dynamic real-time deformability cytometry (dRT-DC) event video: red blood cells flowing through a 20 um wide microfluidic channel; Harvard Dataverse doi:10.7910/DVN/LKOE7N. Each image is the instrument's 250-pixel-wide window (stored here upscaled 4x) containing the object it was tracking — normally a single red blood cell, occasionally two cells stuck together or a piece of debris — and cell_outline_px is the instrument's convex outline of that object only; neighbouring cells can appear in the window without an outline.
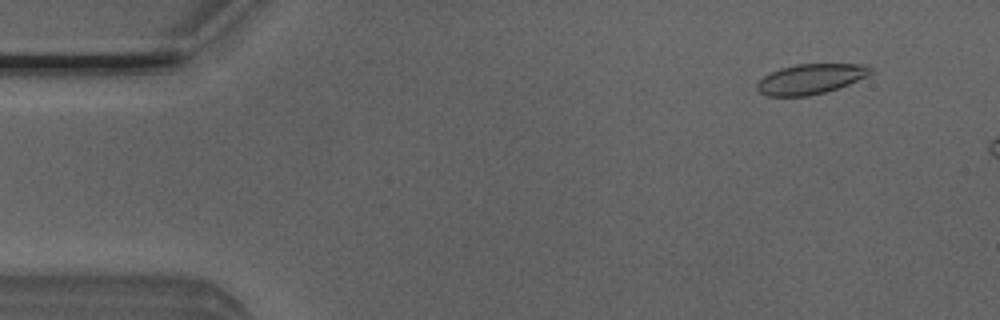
{"species": "Egyptian fruit bat (a non-hibernating species)", "species_latin": "Rousettus aegyptiacus", "temperature_condition": "room temperature", "stored_images_in_passage": 10, "camera_frame_rate_fps": 3000, "um_per_image_px": 0.085, "animal": {"sex": "male"}, "frame": {"image": 1, "passage_image": 5, "time_ms": 1.333, "image_size_px": [1000, 320], "cell_outline_px": [[872, 72], [868, 76], [848, 84], [824, 92], [808, 96], [768, 96], [760, 92], [756, 88], [756, 84], [764, 76], [780, 68], [796, 64], [868, 64], [872, 68]], "centroid_in_image_um": [68.91, 6.7], "position_along_channel_um": 16.1, "area_um2": 19.83}}